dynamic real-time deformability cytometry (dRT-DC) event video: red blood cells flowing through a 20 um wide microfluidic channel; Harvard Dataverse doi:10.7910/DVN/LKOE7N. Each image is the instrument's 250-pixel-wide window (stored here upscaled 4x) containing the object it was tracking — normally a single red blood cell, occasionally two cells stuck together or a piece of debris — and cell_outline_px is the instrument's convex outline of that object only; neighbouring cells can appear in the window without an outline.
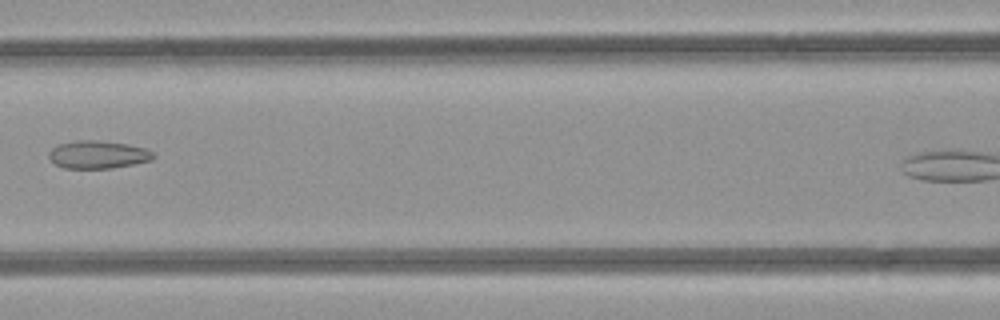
{"species": "common noctule bat (a hibernating species)", "species_latin": "Nyctalus noctula", "temperature_condition": "room temperature", "stored_images_in_passage": 8, "camera_frame_rate_fps": 3000, "um_per_image_px": 0.085, "animal": {"sex": "female", "body_mass_g": 21.9}, "frame": {"image": 1, "passage_image": 7, "time_ms": 7.667, "image_size_px": [1000, 320], "cell_outline_px": [[156, 156], [152, 160], [112, 168], [64, 168], [56, 164], [48, 156], [48, 152], [52, 148], [60, 144], [76, 140], [96, 140], [128, 144], [144, 148], [152, 152]], "centroid_in_image_um": [8.32, 13.14], "position_along_channel_um": 158.3, "area_um2": 16.82}}